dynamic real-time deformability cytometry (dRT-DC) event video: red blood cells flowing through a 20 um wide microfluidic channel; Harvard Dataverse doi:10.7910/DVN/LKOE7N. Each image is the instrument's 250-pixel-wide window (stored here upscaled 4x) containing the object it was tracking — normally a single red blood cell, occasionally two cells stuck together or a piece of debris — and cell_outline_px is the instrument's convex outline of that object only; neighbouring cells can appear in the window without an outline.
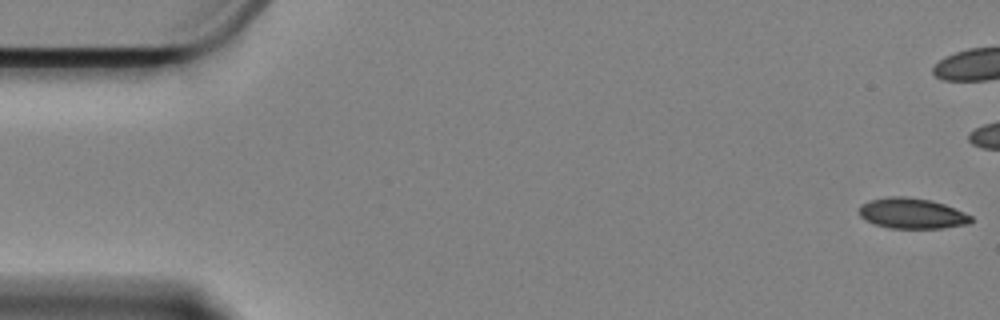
{"species": "Egyptian fruit bat (a non-hibernating species)", "species_latin": "Rousettus aegyptiacus", "temperature_condition": "cold", "stored_images_in_passage": 11, "camera_frame_rate_fps": 3000, "um_per_image_px": 0.085, "animal": {"sex": "female"}, "frame": {"image": 1, "passage_image": 1, "time_ms": 0.0, "image_size_px": [1000, 320], "cell_outline_px": [[972, 220], [968, 224], [944, 228], [888, 228], [876, 224], [860, 216], [860, 204], [872, 200], [888, 196], [900, 196], [928, 200], [944, 204], [972, 216]], "centroid_in_image_um": [77.52, 18.14], "position_along_channel_um": 7.5, "area_um2": 19.59}}